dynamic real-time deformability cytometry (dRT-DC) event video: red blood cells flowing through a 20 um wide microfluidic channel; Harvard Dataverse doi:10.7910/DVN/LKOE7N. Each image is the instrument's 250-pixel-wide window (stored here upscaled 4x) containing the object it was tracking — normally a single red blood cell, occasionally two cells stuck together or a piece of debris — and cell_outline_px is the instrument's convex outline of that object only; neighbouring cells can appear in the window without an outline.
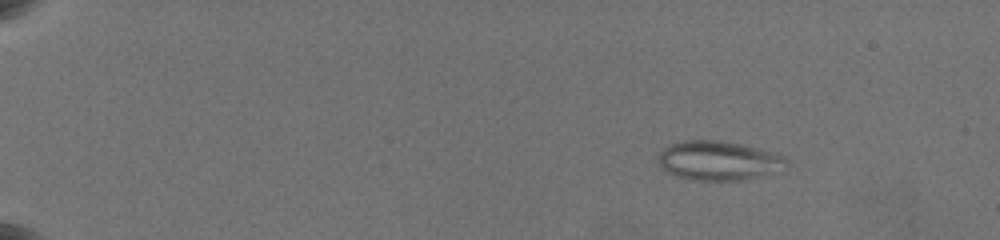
{"species": "common noctule bat (a hibernating species)", "species_latin": "Nyctalus noctula", "temperature_condition": "warm", "stored_images_in_passage": 60, "camera_frame_rate_fps": 3000, "um_per_image_px": 0.085, "animal": {"sex": "female", "body_mass_g": 19.5, "forearm_length_mm": 54.1}, "frame": {"image": 1, "passage_image": 2, "time_ms": 0.667, "image_size_px": [1000, 240], "cell_outline_px": [[788, 164], [784, 172], [744, 180], [696, 180], [676, 176], [660, 168], [656, 164], [656, 156], [664, 148], [672, 144], [684, 140], [720, 140], [740, 144], [776, 152], [784, 156], [788, 160]], "centroid_in_image_um": [61.13, 13.66], "position_along_channel_um": 23.9, "area_um2": 30.11}}
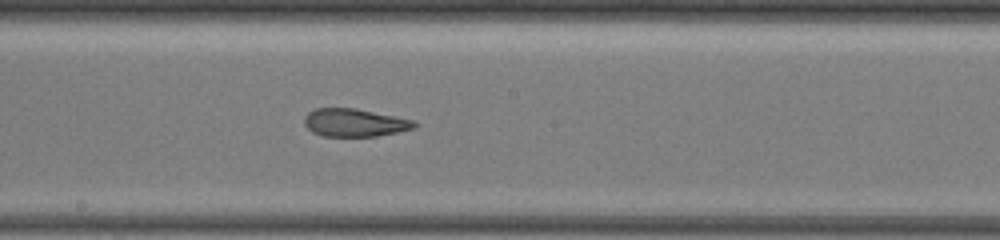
{"frame": {"image": 2, "passage_image": 37, "time_ms": 10.0, "image_size_px": [1000, 240], "cell_outline_px": [[420, 124], [416, 128], [376, 136], [320, 136], [312, 132], [304, 124], [304, 116], [308, 112], [316, 108], [356, 108], [416, 120]], "centroid_in_image_um": [30.17, 10.42], "position_along_channel_um": 218.0, "area_um2": 18.15}}
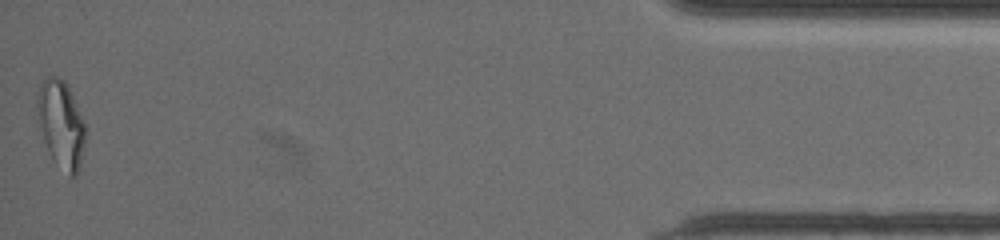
{"frame": {"image": 3, "passage_image": 60, "time_ms": 18.0, "image_size_px": [1000, 240], "cell_outline_px": [[88, 128], [80, 168], [76, 176], [68, 176], [52, 160], [36, 120], [36, 100], [40, 88], [44, 80], [48, 76], [56, 76], [64, 80], [68, 84]], "centroid_in_image_um": [5.22, 10.58], "position_along_channel_um": 430.0, "area_um2": 25.32}, "authors_computed_cell_mechanics": {"area_um2": 21.8773, "velocity_mm_per_s": 3.5707, "shape_relaxation_time_tau1_ms": null, "shape_relaxation_time_tau2_ms": 2.2344, "deformation_change_tau1": null, "deformation_change_tau2": 0.1115}}